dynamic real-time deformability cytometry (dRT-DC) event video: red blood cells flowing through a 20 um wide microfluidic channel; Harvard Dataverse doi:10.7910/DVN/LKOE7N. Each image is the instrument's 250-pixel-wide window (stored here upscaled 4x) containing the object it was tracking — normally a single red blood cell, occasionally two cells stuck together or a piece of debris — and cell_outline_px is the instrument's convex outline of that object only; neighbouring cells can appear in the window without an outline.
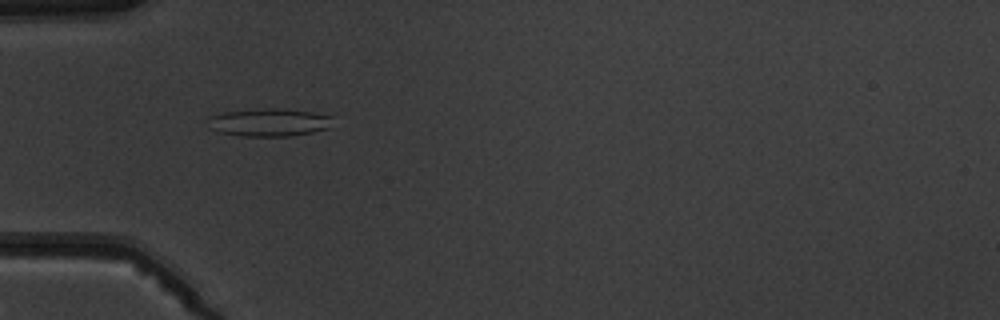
{"species": "common noctule bat (a hibernating species)", "species_latin": "Nyctalus noctula", "temperature_condition": "warm", "stored_images_in_passage": 4, "camera_frame_rate_fps": 3000, "um_per_image_px": 0.085, "animal": {"sex": "male", "body_mass_g": 19.5, "forearm_length_mm": 54.6}, "frame": {"image": 1, "passage_image": 3, "time_ms": 2.333, "image_size_px": [1000, 320], "cell_outline_px": [[332, 116], [328, 128], [312, 132], [288, 136], [240, 136], [220, 132], [212, 128], [208, 116], [224, 112], [268, 108], [280, 108], [312, 112]], "centroid_in_image_um": [22.87, 10.4], "position_along_channel_um": 62.1, "area_um2": 19.94}}
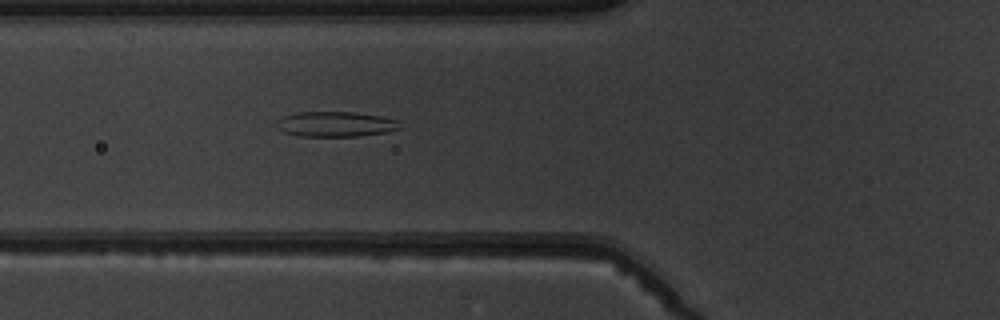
{"frame": {"image": 2, "passage_image": 4, "time_ms": 3.333, "image_size_px": [1000, 320], "cell_outline_px": [[404, 128], [384, 132], [356, 136], [300, 136], [284, 132], [276, 128], [276, 120], [280, 116], [296, 112], [352, 112], [380, 116], [400, 120]], "centroid_in_image_um": [28.51, 10.54], "position_along_channel_um": 97.3, "area_um2": 18.32}}